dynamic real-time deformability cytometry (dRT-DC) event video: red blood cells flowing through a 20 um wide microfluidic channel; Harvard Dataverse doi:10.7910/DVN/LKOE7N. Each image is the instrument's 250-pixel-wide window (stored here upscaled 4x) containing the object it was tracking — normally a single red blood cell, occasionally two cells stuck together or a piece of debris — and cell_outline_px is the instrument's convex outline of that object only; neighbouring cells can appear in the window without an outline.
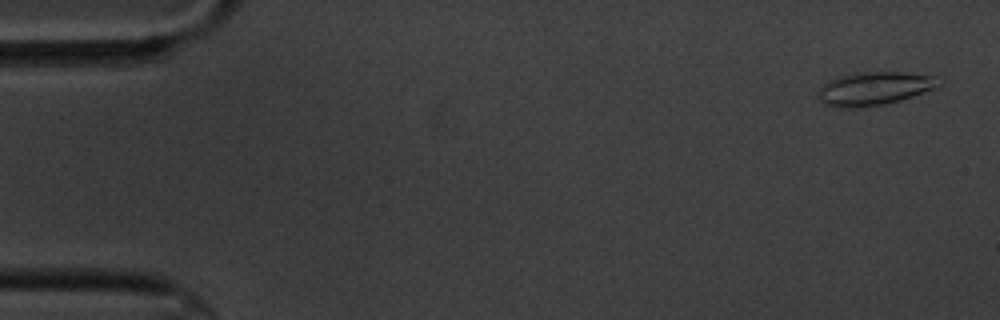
{"species": "common noctule bat (a hibernating species)", "species_latin": "Nyctalus noctula", "temperature_condition": "cold", "stored_images_in_passage": 6, "camera_frame_rate_fps": 3000, "um_per_image_px": 0.085, "animal": {"sex": "male", "body_mass_g": 20.1, "forearm_length_mm": 53.5}, "frame": {"image": 1, "passage_image": 1, "time_ms": 0.0, "image_size_px": [1000, 320], "cell_outline_px": [[944, 84], [936, 88], [900, 100], [884, 104], [856, 108], [840, 108], [824, 104], [816, 96], [816, 92], [828, 80], [840, 76], [856, 72], [904, 72], [936, 76], [944, 80]], "centroid_in_image_um": [74.34, 7.52], "position_along_channel_um": 10.7, "area_um2": 23.81}}